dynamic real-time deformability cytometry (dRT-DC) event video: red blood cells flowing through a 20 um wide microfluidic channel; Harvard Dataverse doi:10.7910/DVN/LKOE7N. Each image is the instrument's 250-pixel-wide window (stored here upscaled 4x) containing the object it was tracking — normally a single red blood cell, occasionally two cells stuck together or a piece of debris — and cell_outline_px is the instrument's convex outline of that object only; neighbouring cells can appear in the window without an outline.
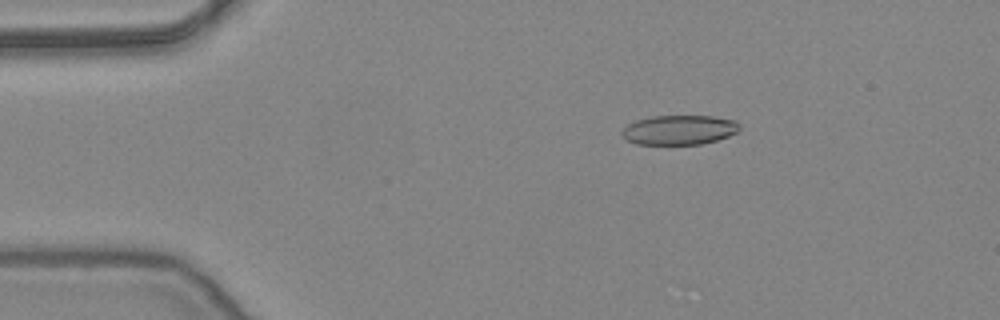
{"species": "common noctule bat (a hibernating species)", "species_latin": "Nyctalus noctula", "temperature_condition": "warm", "stored_images_in_passage": 27, "camera_frame_rate_fps": 3000, "um_per_image_px": 0.085, "animal": {"sex": "female", "body_mass_g": 24.6, "forearm_length_mm": 56.2}, "frame": {"image": 1, "passage_image": 9, "time_ms": 2.667, "image_size_px": [1000, 320], "cell_outline_px": [[740, 128], [736, 132], [728, 136], [716, 140], [700, 144], [636, 144], [628, 140], [620, 132], [628, 124], [636, 120], [652, 116], [712, 116], [736, 120], [740, 124]], "centroid_in_image_um": [57.75, 11.03], "position_along_channel_um": 27.3, "area_um2": 20.17}}
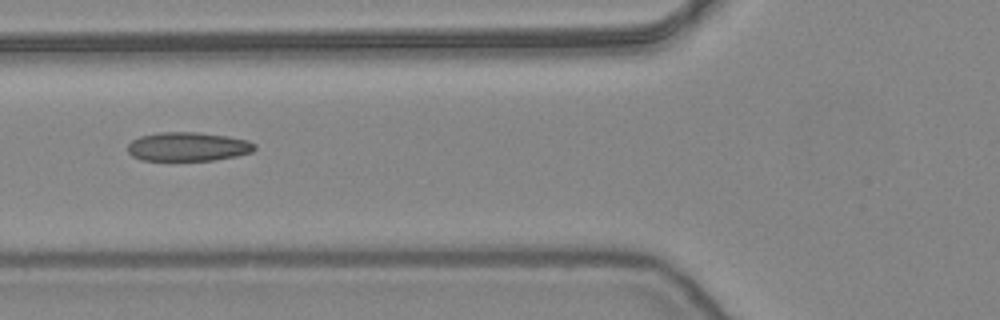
{"frame": {"image": 2, "passage_image": 20, "time_ms": 6.333, "image_size_px": [1000, 320], "cell_outline_px": [[256, 148], [252, 152], [236, 156], [212, 160], [140, 160], [132, 156], [128, 152], [128, 144], [132, 140], [140, 136], [160, 132], [196, 132], [228, 136], [248, 140], [256, 144]], "centroid_in_image_um": [15.98, 12.46], "position_along_channel_um": 109.8, "area_um2": 21.44}}
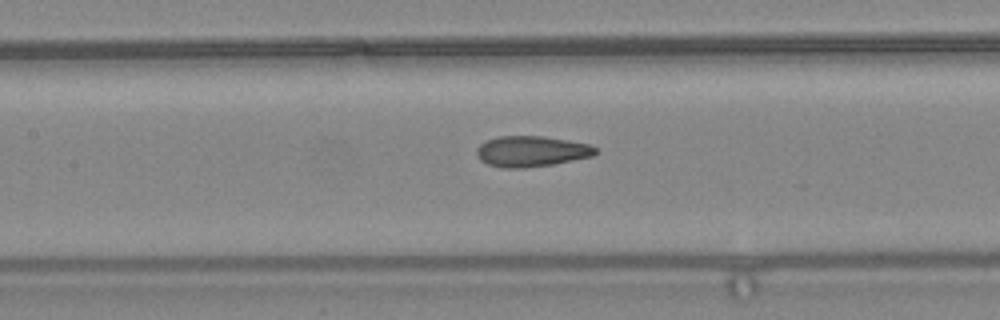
{"frame": {"image": 3, "passage_image": 24, "time_ms": 7.667, "image_size_px": [1000, 320], "cell_outline_px": [[596, 152], [592, 156], [552, 164], [524, 168], [504, 168], [488, 164], [480, 160], [476, 152], [476, 148], [480, 144], [496, 136], [544, 136], [592, 144], [596, 148]], "centroid_in_image_um": [45.16, 12.85], "position_along_channel_um": 162.2, "area_um2": 21.27}}